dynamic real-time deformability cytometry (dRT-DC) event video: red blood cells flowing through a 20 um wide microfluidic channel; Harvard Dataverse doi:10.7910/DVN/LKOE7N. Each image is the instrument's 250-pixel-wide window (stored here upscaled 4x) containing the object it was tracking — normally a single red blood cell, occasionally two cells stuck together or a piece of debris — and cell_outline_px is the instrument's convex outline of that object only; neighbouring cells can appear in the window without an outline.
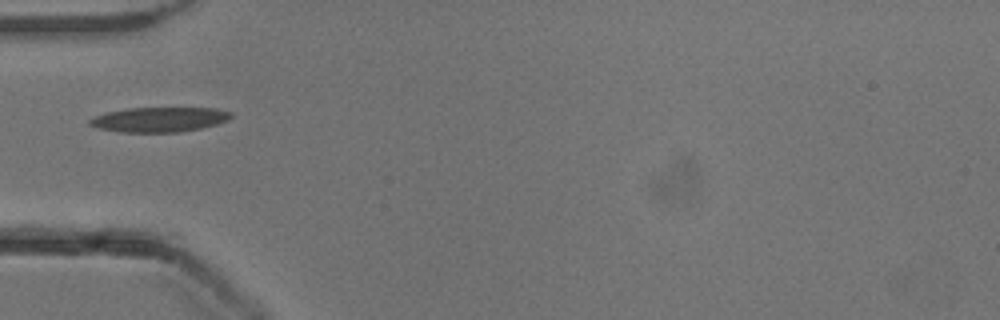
{"species": "common noctule bat (a hibernating species)", "species_latin": "Nyctalus noctula", "temperature_condition": "cold", "stored_images_in_passage": 31, "camera_frame_rate_fps": 3000, "um_per_image_px": 0.085, "animal": {"sex": "male", "body_mass_g": 13.3}, "frame": {"image": 1, "passage_image": 1, "time_ms": 0.0, "image_size_px": [1000, 320], "cell_outline_px": [[232, 116], [228, 120], [216, 124], [200, 128], [180, 132], [120, 132], [100, 128], [88, 124], [88, 120], [96, 116], [108, 112], [128, 108], [216, 108], [232, 112]], "centroid_in_image_um": [13.57, 10.15], "position_along_channel_um": 71.4, "area_um2": 20.29}}
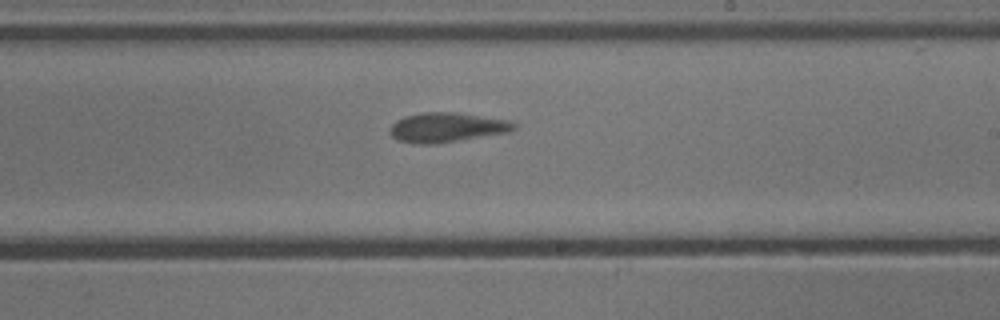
{"frame": {"image": 2, "passage_image": 15, "time_ms": 4.667, "image_size_px": [1000, 320], "cell_outline_px": [[516, 128], [508, 132], [436, 144], [416, 144], [400, 140], [392, 136], [392, 124], [396, 120], [404, 116], [424, 112], [456, 112], [508, 120], [516, 124]], "centroid_in_image_um": [37.99, 10.82], "position_along_channel_um": 251.0, "area_um2": 21.15}}
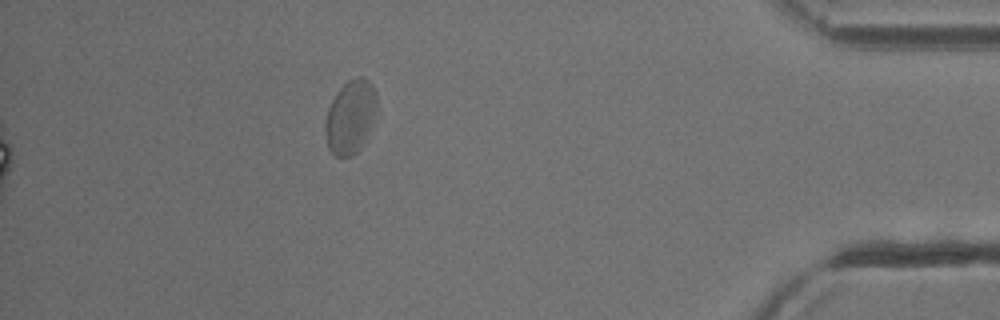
{"frame": {"image": 3, "passage_image": 31, "time_ms": 10.0, "image_size_px": [1000, 320], "cell_outline_px": [[376, 108], [360, 148], [352, 156], [336, 156], [328, 148], [324, 132], [324, 128], [328, 108], [336, 92], [348, 80], [356, 76], [360, 76], [368, 80], [372, 84], [376, 96]], "centroid_in_image_um": [29.74, 9.9], "position_along_channel_um": 405.5, "area_um2": 21.62}, "authors_computed_cell_mechanics": {"area_um2": 20.8658, "velocity_mm_per_s": 3.8379, "shape_relaxation_time_tau1_ms": null, "shape_relaxation_time_tau2_ms": 3.6663, "deformation_change_tau1": null, "deformation_change_tau2": 0.0935}}